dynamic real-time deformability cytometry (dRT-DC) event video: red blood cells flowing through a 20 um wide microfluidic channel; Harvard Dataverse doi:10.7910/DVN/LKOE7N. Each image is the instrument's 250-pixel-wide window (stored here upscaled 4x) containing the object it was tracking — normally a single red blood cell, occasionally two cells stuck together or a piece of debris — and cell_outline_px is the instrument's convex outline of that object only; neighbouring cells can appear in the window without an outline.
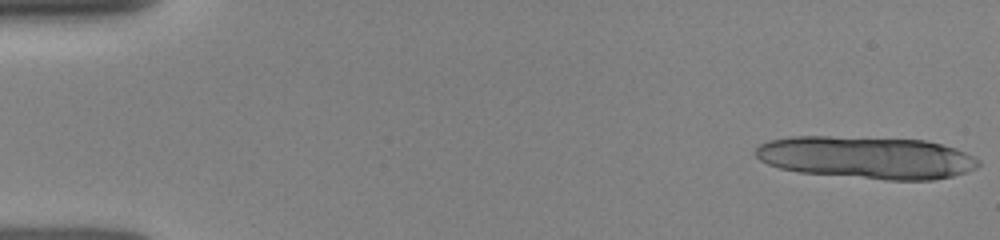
{"species": "human", "species_latin": "Homo sapiens", "temperature_condition": "room temperature", "stored_images_in_passage": 21, "camera_frame_rate_fps": 3000, "um_per_image_px": 0.085, "donor": {"sex": "female"}, "frame": {"image": 1, "passage_image": 1, "time_ms": 0.0, "image_size_px": [1000, 240], "cell_outline_px": [[980, 164], [976, 168], [952, 176], [932, 180], [884, 180], [800, 172], [780, 168], [768, 164], [760, 160], [756, 156], [756, 148], [760, 144], [768, 140], [788, 136], [828, 136], [924, 140], [956, 148], [980, 160]], "centroid_in_image_um": [73.64, 13.39], "position_along_channel_um": 11.4, "area_um2": 55.08}}
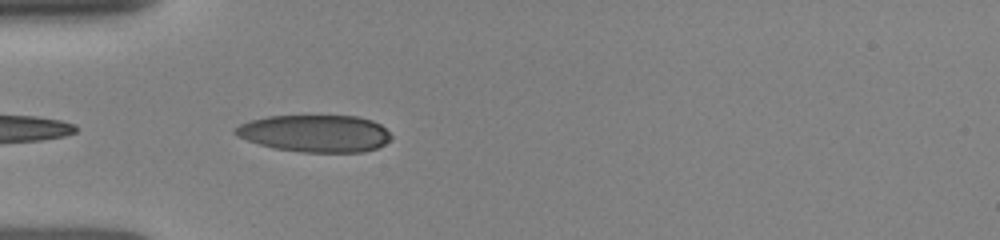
{"frame": {"image": 2, "passage_image": 11, "time_ms": 4.667, "image_size_px": [1000, 240], "cell_outline_px": [[392, 136], [384, 144], [376, 148], [364, 152], [300, 152], [272, 148], [236, 136], [232, 132], [232, 128], [240, 124], [252, 120], [268, 116], [356, 116], [372, 120], [380, 124]], "centroid_in_image_um": [26.75, 11.34], "position_along_channel_um": 58.2, "area_um2": 33.76}}